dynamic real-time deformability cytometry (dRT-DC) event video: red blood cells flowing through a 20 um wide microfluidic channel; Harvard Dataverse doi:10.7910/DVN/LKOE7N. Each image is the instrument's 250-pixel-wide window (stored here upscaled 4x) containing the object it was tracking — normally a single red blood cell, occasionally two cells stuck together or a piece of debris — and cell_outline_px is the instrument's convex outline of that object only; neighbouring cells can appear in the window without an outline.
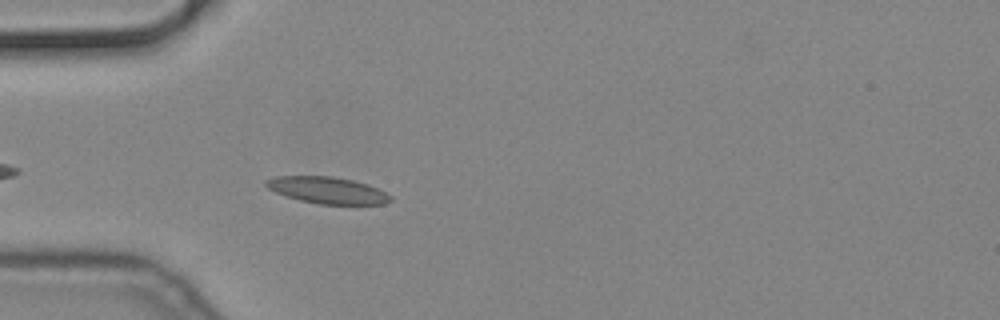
{"species": "common noctule bat (a hibernating species)", "species_latin": "Nyctalus noctula", "temperature_condition": "cold", "stored_images_in_passage": 33, "camera_frame_rate_fps": 3000, "um_per_image_px": 0.085, "animal": {"sex": "male", "body_mass_g": 19.2, "forearm_length_mm": 51.8}, "frame": {"image": 1, "passage_image": 4, "time_ms": 1.0, "image_size_px": [1000, 320], "cell_outline_px": [[392, 200], [384, 204], [320, 204], [300, 200], [276, 192], [268, 188], [264, 184], [264, 180], [276, 176], [332, 176], [352, 180], [368, 184], [392, 196]], "centroid_in_image_um": [27.82, 16.16], "position_along_channel_um": 57.2, "area_um2": 19.19}}
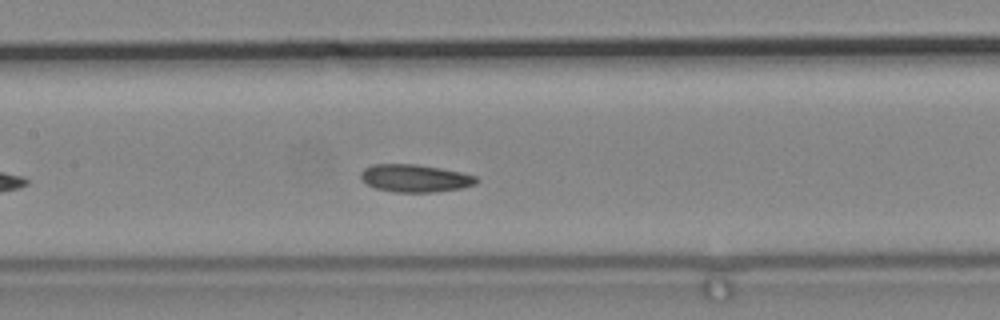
{"frame": {"image": 2, "passage_image": 14, "time_ms": 4.333, "image_size_px": [1000, 320], "cell_outline_px": [[480, 180], [476, 184], [460, 188], [432, 192], [396, 192], [376, 188], [368, 184], [360, 176], [360, 172], [364, 168], [372, 164], [416, 164], [440, 168], [460, 172], [476, 176]], "centroid_in_image_um": [35.28, 15.14], "position_along_channel_um": 172.1, "area_um2": 18.5}}
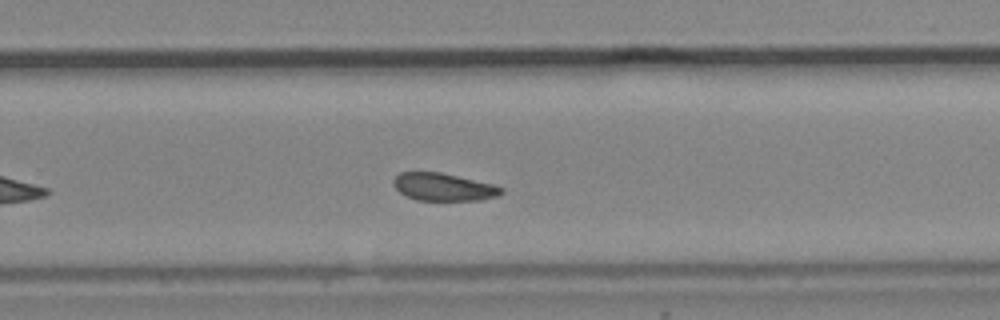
{"frame": {"image": 3, "passage_image": 24, "time_ms": 7.667, "image_size_px": [1000, 320], "cell_outline_px": [[504, 192], [496, 196], [480, 200], [416, 200], [400, 192], [392, 184], [392, 180], [400, 172], [440, 172], [492, 184], [504, 188]], "centroid_in_image_um": [37.68, 15.89], "position_along_channel_um": 292.1, "area_um2": 17.22}}